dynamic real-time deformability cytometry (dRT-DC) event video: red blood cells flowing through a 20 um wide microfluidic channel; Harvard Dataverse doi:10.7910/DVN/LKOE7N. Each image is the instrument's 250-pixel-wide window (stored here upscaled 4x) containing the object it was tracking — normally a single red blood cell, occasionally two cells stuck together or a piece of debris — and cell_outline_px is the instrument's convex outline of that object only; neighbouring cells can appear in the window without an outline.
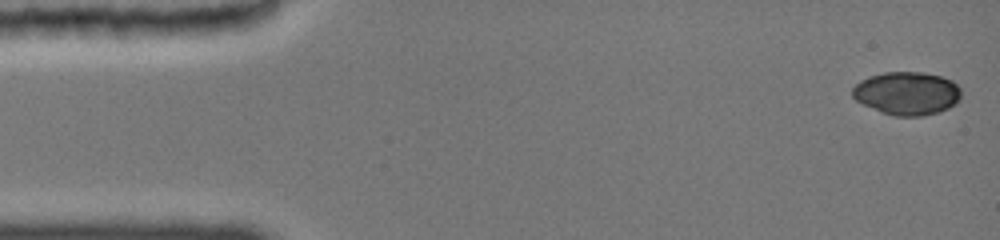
{"species": "common noctule bat (a hibernating species)", "species_latin": "Nyctalus noctula", "temperature_condition": "cold", "stored_images_in_passage": 60, "camera_frame_rate_fps": 3000, "um_per_image_px": 0.085, "animal": {"sex": "female", "body_mass_g": 19.0, "forearm_length_mm": 51.5}, "frame": {"image": 1, "passage_image": 1, "time_ms": 0.0, "image_size_px": [1000, 240], "cell_outline_px": [[960, 100], [956, 104], [948, 108], [936, 112], [920, 116], [896, 116], [884, 112], [864, 104], [856, 100], [852, 96], [852, 88], [860, 80], [868, 76], [884, 72], [924, 72], [940, 76], [952, 80], [960, 88]], "centroid_in_image_um": [77.1, 7.91], "position_along_channel_um": 7.9, "area_um2": 27.22}}